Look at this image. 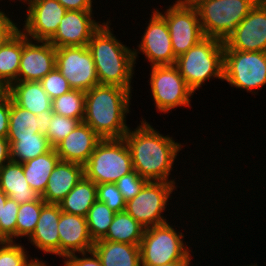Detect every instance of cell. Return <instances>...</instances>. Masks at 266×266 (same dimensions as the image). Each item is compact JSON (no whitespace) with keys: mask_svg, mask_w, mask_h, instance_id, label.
Returning a JSON list of instances; mask_svg holds the SVG:
<instances>
[{"mask_svg":"<svg viewBox=\"0 0 266 266\" xmlns=\"http://www.w3.org/2000/svg\"><path fill=\"white\" fill-rule=\"evenodd\" d=\"M101 140L102 138L89 125L81 122L54 149L61 161L84 166Z\"/></svg>","mask_w":266,"mask_h":266,"instance_id":"cell-19","label":"cell"},{"mask_svg":"<svg viewBox=\"0 0 266 266\" xmlns=\"http://www.w3.org/2000/svg\"><path fill=\"white\" fill-rule=\"evenodd\" d=\"M67 10L93 11V0H58Z\"/></svg>","mask_w":266,"mask_h":266,"instance_id":"cell-43","label":"cell"},{"mask_svg":"<svg viewBox=\"0 0 266 266\" xmlns=\"http://www.w3.org/2000/svg\"><path fill=\"white\" fill-rule=\"evenodd\" d=\"M244 266H248V265H244ZM249 266H258V264L257 263H251Z\"/></svg>","mask_w":266,"mask_h":266,"instance_id":"cell-49","label":"cell"},{"mask_svg":"<svg viewBox=\"0 0 266 266\" xmlns=\"http://www.w3.org/2000/svg\"><path fill=\"white\" fill-rule=\"evenodd\" d=\"M55 67L74 90L87 92L99 84L93 57L87 46L56 48Z\"/></svg>","mask_w":266,"mask_h":266,"instance_id":"cell-12","label":"cell"},{"mask_svg":"<svg viewBox=\"0 0 266 266\" xmlns=\"http://www.w3.org/2000/svg\"><path fill=\"white\" fill-rule=\"evenodd\" d=\"M97 201L105 203L114 212H123L126 201L115 183H102L97 185Z\"/></svg>","mask_w":266,"mask_h":266,"instance_id":"cell-37","label":"cell"},{"mask_svg":"<svg viewBox=\"0 0 266 266\" xmlns=\"http://www.w3.org/2000/svg\"><path fill=\"white\" fill-rule=\"evenodd\" d=\"M45 204L42 198L33 202L20 204L17 213L16 239L28 238L34 232L40 212Z\"/></svg>","mask_w":266,"mask_h":266,"instance_id":"cell-33","label":"cell"},{"mask_svg":"<svg viewBox=\"0 0 266 266\" xmlns=\"http://www.w3.org/2000/svg\"><path fill=\"white\" fill-rule=\"evenodd\" d=\"M186 84L195 92L209 79L223 81L224 43L214 37H204L174 64Z\"/></svg>","mask_w":266,"mask_h":266,"instance_id":"cell-4","label":"cell"},{"mask_svg":"<svg viewBox=\"0 0 266 266\" xmlns=\"http://www.w3.org/2000/svg\"><path fill=\"white\" fill-rule=\"evenodd\" d=\"M10 161V143L7 138L0 137V169Z\"/></svg>","mask_w":266,"mask_h":266,"instance_id":"cell-44","label":"cell"},{"mask_svg":"<svg viewBox=\"0 0 266 266\" xmlns=\"http://www.w3.org/2000/svg\"><path fill=\"white\" fill-rule=\"evenodd\" d=\"M0 189L19 205L39 200L41 195L26 181L22 163L10 161L0 169Z\"/></svg>","mask_w":266,"mask_h":266,"instance_id":"cell-23","label":"cell"},{"mask_svg":"<svg viewBox=\"0 0 266 266\" xmlns=\"http://www.w3.org/2000/svg\"><path fill=\"white\" fill-rule=\"evenodd\" d=\"M92 250L102 266H141L139 245L97 240Z\"/></svg>","mask_w":266,"mask_h":266,"instance_id":"cell-25","label":"cell"},{"mask_svg":"<svg viewBox=\"0 0 266 266\" xmlns=\"http://www.w3.org/2000/svg\"><path fill=\"white\" fill-rule=\"evenodd\" d=\"M174 227L167 222L144 230L139 244L141 266L174 264L194 253L184 241L186 236L183 230L177 231Z\"/></svg>","mask_w":266,"mask_h":266,"instance_id":"cell-5","label":"cell"},{"mask_svg":"<svg viewBox=\"0 0 266 266\" xmlns=\"http://www.w3.org/2000/svg\"><path fill=\"white\" fill-rule=\"evenodd\" d=\"M1 8V7H0ZM0 9V48L10 39L18 30V23L9 17V14Z\"/></svg>","mask_w":266,"mask_h":266,"instance_id":"cell-41","label":"cell"},{"mask_svg":"<svg viewBox=\"0 0 266 266\" xmlns=\"http://www.w3.org/2000/svg\"><path fill=\"white\" fill-rule=\"evenodd\" d=\"M20 205L7 198L3 207L2 219H0V241H17L16 238V222L17 213Z\"/></svg>","mask_w":266,"mask_h":266,"instance_id":"cell-36","label":"cell"},{"mask_svg":"<svg viewBox=\"0 0 266 266\" xmlns=\"http://www.w3.org/2000/svg\"><path fill=\"white\" fill-rule=\"evenodd\" d=\"M56 63V48L49 41L29 39L22 32L18 81H40Z\"/></svg>","mask_w":266,"mask_h":266,"instance_id":"cell-16","label":"cell"},{"mask_svg":"<svg viewBox=\"0 0 266 266\" xmlns=\"http://www.w3.org/2000/svg\"><path fill=\"white\" fill-rule=\"evenodd\" d=\"M194 255H192V253L185 259V260H183V261H180V262H176V263H174V264H167V265H160V266H190L191 265V260H193L192 259V257H193Z\"/></svg>","mask_w":266,"mask_h":266,"instance_id":"cell-45","label":"cell"},{"mask_svg":"<svg viewBox=\"0 0 266 266\" xmlns=\"http://www.w3.org/2000/svg\"><path fill=\"white\" fill-rule=\"evenodd\" d=\"M22 54V31L19 29L0 48V80L8 87L18 81Z\"/></svg>","mask_w":266,"mask_h":266,"instance_id":"cell-29","label":"cell"},{"mask_svg":"<svg viewBox=\"0 0 266 266\" xmlns=\"http://www.w3.org/2000/svg\"><path fill=\"white\" fill-rule=\"evenodd\" d=\"M63 262L64 266H102L99 257L93 250L70 254L64 258Z\"/></svg>","mask_w":266,"mask_h":266,"instance_id":"cell-40","label":"cell"},{"mask_svg":"<svg viewBox=\"0 0 266 266\" xmlns=\"http://www.w3.org/2000/svg\"><path fill=\"white\" fill-rule=\"evenodd\" d=\"M93 14L94 11L67 10L49 42L55 48L87 46L93 33L102 25Z\"/></svg>","mask_w":266,"mask_h":266,"instance_id":"cell-17","label":"cell"},{"mask_svg":"<svg viewBox=\"0 0 266 266\" xmlns=\"http://www.w3.org/2000/svg\"><path fill=\"white\" fill-rule=\"evenodd\" d=\"M52 115V110L35 115L16 105L11 99L7 137H35L36 133L46 136Z\"/></svg>","mask_w":266,"mask_h":266,"instance_id":"cell-22","label":"cell"},{"mask_svg":"<svg viewBox=\"0 0 266 266\" xmlns=\"http://www.w3.org/2000/svg\"><path fill=\"white\" fill-rule=\"evenodd\" d=\"M61 209L59 204H45L39 215L34 232L27 238L35 249L45 254L59 256L58 222Z\"/></svg>","mask_w":266,"mask_h":266,"instance_id":"cell-20","label":"cell"},{"mask_svg":"<svg viewBox=\"0 0 266 266\" xmlns=\"http://www.w3.org/2000/svg\"><path fill=\"white\" fill-rule=\"evenodd\" d=\"M141 119L138 126L134 130L129 128L123 137L131 152L133 170L147 181L176 184L175 178L169 176L184 143L175 142L170 135L164 136L146 119Z\"/></svg>","mask_w":266,"mask_h":266,"instance_id":"cell-1","label":"cell"},{"mask_svg":"<svg viewBox=\"0 0 266 266\" xmlns=\"http://www.w3.org/2000/svg\"><path fill=\"white\" fill-rule=\"evenodd\" d=\"M143 32L138 49L133 48L135 64L140 52L145 55L150 66L174 65L176 57L172 48L166 20L155 10Z\"/></svg>","mask_w":266,"mask_h":266,"instance_id":"cell-13","label":"cell"},{"mask_svg":"<svg viewBox=\"0 0 266 266\" xmlns=\"http://www.w3.org/2000/svg\"><path fill=\"white\" fill-rule=\"evenodd\" d=\"M165 11L155 10L166 20L175 57L186 53L205 36L198 12L189 0H176Z\"/></svg>","mask_w":266,"mask_h":266,"instance_id":"cell-11","label":"cell"},{"mask_svg":"<svg viewBox=\"0 0 266 266\" xmlns=\"http://www.w3.org/2000/svg\"><path fill=\"white\" fill-rule=\"evenodd\" d=\"M175 183L148 181L141 191L126 202L125 211L140 223L145 229L167 223L163 212L169 204L174 190L178 187ZM169 200V201H168Z\"/></svg>","mask_w":266,"mask_h":266,"instance_id":"cell-10","label":"cell"},{"mask_svg":"<svg viewBox=\"0 0 266 266\" xmlns=\"http://www.w3.org/2000/svg\"><path fill=\"white\" fill-rule=\"evenodd\" d=\"M59 161L60 157L52 148L49 152L22 163L26 181L38 194L44 193L50 174Z\"/></svg>","mask_w":266,"mask_h":266,"instance_id":"cell-26","label":"cell"},{"mask_svg":"<svg viewBox=\"0 0 266 266\" xmlns=\"http://www.w3.org/2000/svg\"><path fill=\"white\" fill-rule=\"evenodd\" d=\"M28 253L24 244L16 241H0V266H34L37 261H44L30 257Z\"/></svg>","mask_w":266,"mask_h":266,"instance_id":"cell-34","label":"cell"},{"mask_svg":"<svg viewBox=\"0 0 266 266\" xmlns=\"http://www.w3.org/2000/svg\"><path fill=\"white\" fill-rule=\"evenodd\" d=\"M8 196L6 193L0 189V219H2L3 207L6 203Z\"/></svg>","mask_w":266,"mask_h":266,"instance_id":"cell-46","label":"cell"},{"mask_svg":"<svg viewBox=\"0 0 266 266\" xmlns=\"http://www.w3.org/2000/svg\"><path fill=\"white\" fill-rule=\"evenodd\" d=\"M85 92L81 90H70L52 100V111L58 115L79 119L84 118Z\"/></svg>","mask_w":266,"mask_h":266,"instance_id":"cell-32","label":"cell"},{"mask_svg":"<svg viewBox=\"0 0 266 266\" xmlns=\"http://www.w3.org/2000/svg\"><path fill=\"white\" fill-rule=\"evenodd\" d=\"M11 97L7 94L0 100V137L7 138L9 115H10Z\"/></svg>","mask_w":266,"mask_h":266,"instance_id":"cell-42","label":"cell"},{"mask_svg":"<svg viewBox=\"0 0 266 266\" xmlns=\"http://www.w3.org/2000/svg\"><path fill=\"white\" fill-rule=\"evenodd\" d=\"M25 10L23 26L19 29L33 40L49 41L58 30L67 12L58 0H34Z\"/></svg>","mask_w":266,"mask_h":266,"instance_id":"cell-15","label":"cell"},{"mask_svg":"<svg viewBox=\"0 0 266 266\" xmlns=\"http://www.w3.org/2000/svg\"><path fill=\"white\" fill-rule=\"evenodd\" d=\"M132 94L129 90L107 84H97L85 92L84 118L102 139H121L129 130L126 116Z\"/></svg>","mask_w":266,"mask_h":266,"instance_id":"cell-2","label":"cell"},{"mask_svg":"<svg viewBox=\"0 0 266 266\" xmlns=\"http://www.w3.org/2000/svg\"><path fill=\"white\" fill-rule=\"evenodd\" d=\"M132 171V156L124 138L102 139L84 165L85 177L96 185L116 183Z\"/></svg>","mask_w":266,"mask_h":266,"instance_id":"cell-7","label":"cell"},{"mask_svg":"<svg viewBox=\"0 0 266 266\" xmlns=\"http://www.w3.org/2000/svg\"><path fill=\"white\" fill-rule=\"evenodd\" d=\"M223 81L258 94L266 85V52L224 50Z\"/></svg>","mask_w":266,"mask_h":266,"instance_id":"cell-8","label":"cell"},{"mask_svg":"<svg viewBox=\"0 0 266 266\" xmlns=\"http://www.w3.org/2000/svg\"><path fill=\"white\" fill-rule=\"evenodd\" d=\"M81 121L70 117H65L53 113L50 126L48 127V133L46 135L50 142V145L54 148L59 142H61L67 135L75 129Z\"/></svg>","mask_w":266,"mask_h":266,"instance_id":"cell-35","label":"cell"},{"mask_svg":"<svg viewBox=\"0 0 266 266\" xmlns=\"http://www.w3.org/2000/svg\"><path fill=\"white\" fill-rule=\"evenodd\" d=\"M97 185L85 176L59 203L61 211L86 217L97 200Z\"/></svg>","mask_w":266,"mask_h":266,"instance_id":"cell-27","label":"cell"},{"mask_svg":"<svg viewBox=\"0 0 266 266\" xmlns=\"http://www.w3.org/2000/svg\"><path fill=\"white\" fill-rule=\"evenodd\" d=\"M116 212L96 200L86 215L88 230L93 241L102 239L108 232Z\"/></svg>","mask_w":266,"mask_h":266,"instance_id":"cell-31","label":"cell"},{"mask_svg":"<svg viewBox=\"0 0 266 266\" xmlns=\"http://www.w3.org/2000/svg\"><path fill=\"white\" fill-rule=\"evenodd\" d=\"M8 94V86L0 80V100Z\"/></svg>","mask_w":266,"mask_h":266,"instance_id":"cell-47","label":"cell"},{"mask_svg":"<svg viewBox=\"0 0 266 266\" xmlns=\"http://www.w3.org/2000/svg\"><path fill=\"white\" fill-rule=\"evenodd\" d=\"M57 227L59 232V257L64 259L73 253L92 250L94 241L89 234L86 217L61 211Z\"/></svg>","mask_w":266,"mask_h":266,"instance_id":"cell-18","label":"cell"},{"mask_svg":"<svg viewBox=\"0 0 266 266\" xmlns=\"http://www.w3.org/2000/svg\"><path fill=\"white\" fill-rule=\"evenodd\" d=\"M2 2V0H0ZM13 1V0H11ZM20 3L22 2L23 5L27 4V6H29L34 0H18ZM10 2V0H9ZM14 3H15V0H14Z\"/></svg>","mask_w":266,"mask_h":266,"instance_id":"cell-48","label":"cell"},{"mask_svg":"<svg viewBox=\"0 0 266 266\" xmlns=\"http://www.w3.org/2000/svg\"><path fill=\"white\" fill-rule=\"evenodd\" d=\"M148 181L142 178L136 170L122 176L115 184L124 200L134 198Z\"/></svg>","mask_w":266,"mask_h":266,"instance_id":"cell-39","label":"cell"},{"mask_svg":"<svg viewBox=\"0 0 266 266\" xmlns=\"http://www.w3.org/2000/svg\"><path fill=\"white\" fill-rule=\"evenodd\" d=\"M84 176L83 165L60 160L50 174L41 198L47 204H59Z\"/></svg>","mask_w":266,"mask_h":266,"instance_id":"cell-21","label":"cell"},{"mask_svg":"<svg viewBox=\"0 0 266 266\" xmlns=\"http://www.w3.org/2000/svg\"><path fill=\"white\" fill-rule=\"evenodd\" d=\"M205 37L226 39L261 0H189Z\"/></svg>","mask_w":266,"mask_h":266,"instance_id":"cell-6","label":"cell"},{"mask_svg":"<svg viewBox=\"0 0 266 266\" xmlns=\"http://www.w3.org/2000/svg\"><path fill=\"white\" fill-rule=\"evenodd\" d=\"M43 89L46 91L51 100L56 99L62 94L72 90L67 79L54 67L44 78L40 80Z\"/></svg>","mask_w":266,"mask_h":266,"instance_id":"cell-38","label":"cell"},{"mask_svg":"<svg viewBox=\"0 0 266 266\" xmlns=\"http://www.w3.org/2000/svg\"><path fill=\"white\" fill-rule=\"evenodd\" d=\"M223 43L224 50L266 52V3L258 1Z\"/></svg>","mask_w":266,"mask_h":266,"instance_id":"cell-14","label":"cell"},{"mask_svg":"<svg viewBox=\"0 0 266 266\" xmlns=\"http://www.w3.org/2000/svg\"><path fill=\"white\" fill-rule=\"evenodd\" d=\"M145 228L126 211L114 215L107 234L100 240L139 245Z\"/></svg>","mask_w":266,"mask_h":266,"instance_id":"cell-28","label":"cell"},{"mask_svg":"<svg viewBox=\"0 0 266 266\" xmlns=\"http://www.w3.org/2000/svg\"><path fill=\"white\" fill-rule=\"evenodd\" d=\"M10 143V158L16 163H24L34 159L53 147L47 137L36 133L35 137H7Z\"/></svg>","mask_w":266,"mask_h":266,"instance_id":"cell-30","label":"cell"},{"mask_svg":"<svg viewBox=\"0 0 266 266\" xmlns=\"http://www.w3.org/2000/svg\"><path fill=\"white\" fill-rule=\"evenodd\" d=\"M12 101L35 115L52 110V100L40 81H16L8 87Z\"/></svg>","mask_w":266,"mask_h":266,"instance_id":"cell-24","label":"cell"},{"mask_svg":"<svg viewBox=\"0 0 266 266\" xmlns=\"http://www.w3.org/2000/svg\"><path fill=\"white\" fill-rule=\"evenodd\" d=\"M149 73L151 96L156 111L168 114L177 107H190L195 92L186 84L175 65L152 66Z\"/></svg>","mask_w":266,"mask_h":266,"instance_id":"cell-9","label":"cell"},{"mask_svg":"<svg viewBox=\"0 0 266 266\" xmlns=\"http://www.w3.org/2000/svg\"><path fill=\"white\" fill-rule=\"evenodd\" d=\"M106 21L93 33L87 45L93 57L99 84L120 86L132 93L136 67L133 49L116 38L113 28L110 27L111 20Z\"/></svg>","mask_w":266,"mask_h":266,"instance_id":"cell-3","label":"cell"}]
</instances>
